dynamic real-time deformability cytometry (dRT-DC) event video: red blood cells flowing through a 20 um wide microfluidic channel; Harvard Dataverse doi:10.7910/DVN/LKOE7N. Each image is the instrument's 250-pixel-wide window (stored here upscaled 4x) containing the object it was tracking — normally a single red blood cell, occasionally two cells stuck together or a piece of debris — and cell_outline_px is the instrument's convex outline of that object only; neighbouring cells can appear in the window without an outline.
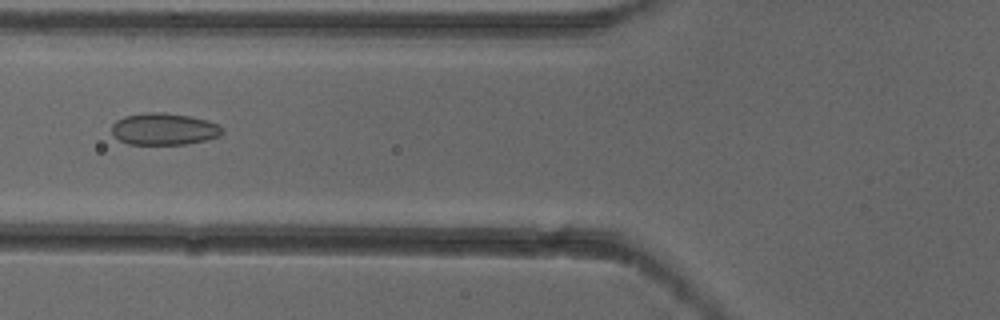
{"species": "common noctule bat (a hibernating species)", "species_latin": "Nyctalus noctula", "temperature_condition": "cold", "stored_images_in_passage": 6, "camera_frame_rate_fps": 3000, "um_per_image_px": 0.085, "animal": {"sex": "female"}, "frame": {"image": 1, "passage_image": 6, "time_ms": 1.667, "image_size_px": [1000, 320], "cell_outline_px": [[224, 132], [220, 136], [188, 144], [128, 144], [120, 140], [112, 132], [112, 124], [116, 120], [124, 116], [148, 112], [164, 112], [188, 116], [208, 120], [220, 124], [224, 128]], "centroid_in_image_um": [13.98, 10.96], "position_along_channel_um": 111.8, "area_um2": 20.63}}